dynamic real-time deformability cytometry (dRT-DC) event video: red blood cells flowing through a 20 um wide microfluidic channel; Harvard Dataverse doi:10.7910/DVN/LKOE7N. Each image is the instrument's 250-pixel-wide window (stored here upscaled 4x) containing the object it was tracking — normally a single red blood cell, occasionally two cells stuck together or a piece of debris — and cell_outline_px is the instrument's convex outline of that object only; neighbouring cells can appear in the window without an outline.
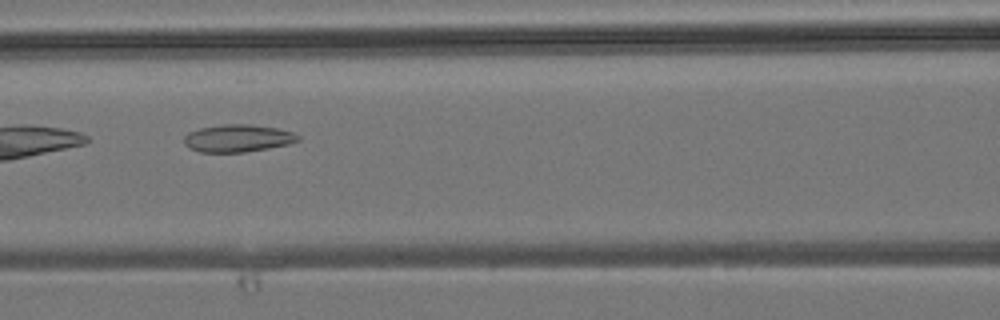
{"species": "common noctule bat (a hibernating species)", "species_latin": "Nyctalus noctula", "temperature_condition": "room temperature", "stored_images_in_passage": 6, "camera_frame_rate_fps": 3000, "um_per_image_px": 0.085, "animal": {"sex": "male", "body_mass_g": 19.2, "forearm_length_mm": 51.8}, "frame": {"image": 1, "passage_image": 6, "time_ms": 6.0, "image_size_px": [1000, 320], "cell_outline_px": [[300, 140], [288, 144], [268, 148], [244, 152], [200, 152], [188, 148], [184, 144], [184, 136], [188, 132], [200, 128], [224, 124], [252, 124], [280, 128], [292, 132], [300, 136]], "centroid_in_image_um": [20.21, 11.74], "position_along_channel_um": 146.4, "area_um2": 18.38}}